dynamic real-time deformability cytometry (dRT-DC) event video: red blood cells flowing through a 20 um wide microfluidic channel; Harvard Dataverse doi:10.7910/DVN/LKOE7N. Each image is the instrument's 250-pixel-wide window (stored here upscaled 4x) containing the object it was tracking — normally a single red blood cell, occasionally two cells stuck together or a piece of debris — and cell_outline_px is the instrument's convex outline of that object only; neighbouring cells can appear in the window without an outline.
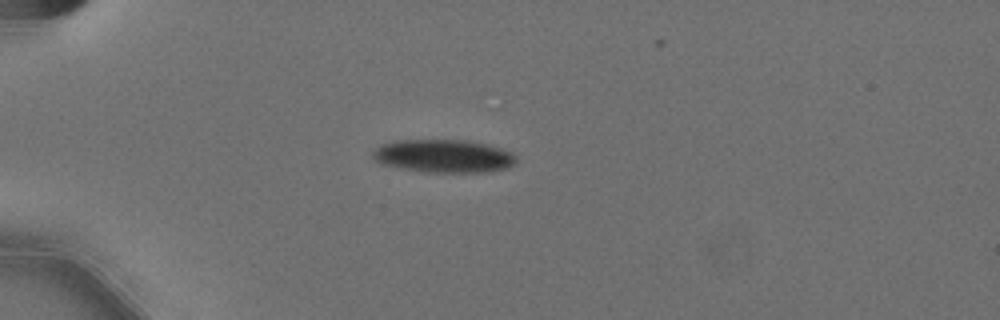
{"species": "Egyptian fruit bat (a non-hibernating species)", "species_latin": "Rousettus aegyptiacus", "temperature_condition": "cold", "stored_images_in_passage": 40, "camera_frame_rate_fps": 3000, "um_per_image_px": 0.085, "animal": {"sex": "female"}, "frame": {"image": 1, "passage_image": 1, "time_ms": 0.0, "image_size_px": [1000, 320], "cell_outline_px": [[516, 160], [508, 168], [488, 172], [424, 172], [400, 168], [380, 164], [372, 156], [372, 152], [380, 144], [400, 140], [464, 140], [488, 144], [512, 152], [516, 156]], "centroid_in_image_um": [37.7, 13.27], "position_along_channel_um": 47.3, "area_um2": 27.74}}
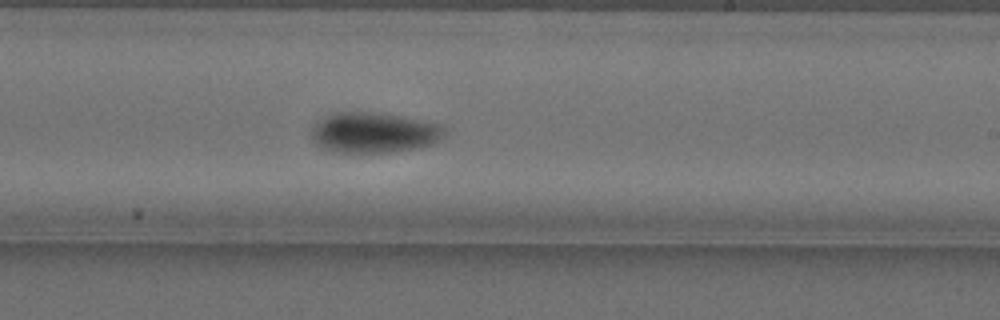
{"frame": {"image": 2, "passage_image": 21, "time_ms": 6.667, "image_size_px": [1000, 320], "cell_outline_px": [[444, 132], [432, 144], [416, 148], [392, 152], [332, 152], [320, 148], [312, 140], [312, 128], [316, 124], [328, 116], [336, 112], [372, 112], [396, 116], [440, 124], [444, 128]], "centroid_in_image_um": [31.72, 11.29], "position_along_channel_um": 257.3, "area_um2": 30.75}}
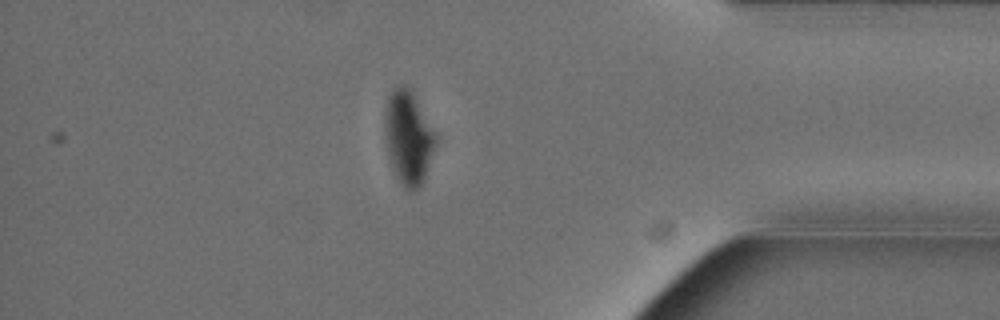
{"frame": {"image": 3, "passage_image": 35, "time_ms": 11.333, "image_size_px": [1000, 320], "cell_outline_px": [[436, 144], [424, 180], [420, 188], [412, 192], [404, 188], [400, 184], [392, 168], [388, 152], [384, 128], [384, 124], [388, 96], [392, 88], [396, 84], [400, 84], [408, 88], [412, 92], [436, 132]], "centroid_in_image_um": [34.71, 11.71], "position_along_channel_um": 400.5, "area_um2": 27.8}, "authors_computed_cell_mechanics": {"area_um2": 29.8826, "velocity_mm_per_s": 3.5862, "shape_relaxation_time_tau1_ms": 2.9153, "shape_relaxation_time_tau2_ms": 6.5701, "deformation_change_tau1": 0.1125, "deformation_change_tau2": 0.0831}}